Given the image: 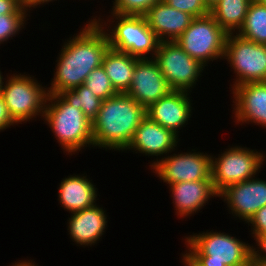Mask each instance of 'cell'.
I'll return each mask as SVG.
<instances>
[{"instance_id": "6da1fadb", "label": "cell", "mask_w": 266, "mask_h": 266, "mask_svg": "<svg viewBox=\"0 0 266 266\" xmlns=\"http://www.w3.org/2000/svg\"><path fill=\"white\" fill-rule=\"evenodd\" d=\"M90 20V21H89ZM80 32L68 38L58 53L54 77L48 94H60L84 84L93 69L102 66L105 53L110 48L105 31L89 19Z\"/></svg>"}, {"instance_id": "7a4b0ae2", "label": "cell", "mask_w": 266, "mask_h": 266, "mask_svg": "<svg viewBox=\"0 0 266 266\" xmlns=\"http://www.w3.org/2000/svg\"><path fill=\"white\" fill-rule=\"evenodd\" d=\"M146 116V108L126 93L103 100L92 121L93 148L125 151Z\"/></svg>"}, {"instance_id": "3957f363", "label": "cell", "mask_w": 266, "mask_h": 266, "mask_svg": "<svg viewBox=\"0 0 266 266\" xmlns=\"http://www.w3.org/2000/svg\"><path fill=\"white\" fill-rule=\"evenodd\" d=\"M184 238L182 254L194 266H250L251 245L232 234L211 230Z\"/></svg>"}, {"instance_id": "277c9868", "label": "cell", "mask_w": 266, "mask_h": 266, "mask_svg": "<svg viewBox=\"0 0 266 266\" xmlns=\"http://www.w3.org/2000/svg\"><path fill=\"white\" fill-rule=\"evenodd\" d=\"M42 120L49 126L59 146L71 155L93 147L92 121L70 105L60 94H48Z\"/></svg>"}, {"instance_id": "5b68a950", "label": "cell", "mask_w": 266, "mask_h": 266, "mask_svg": "<svg viewBox=\"0 0 266 266\" xmlns=\"http://www.w3.org/2000/svg\"><path fill=\"white\" fill-rule=\"evenodd\" d=\"M108 13L111 15L107 17V21L103 16H93V19L105 31L111 49L139 59L154 58L160 41L148 26L144 15H120L110 11Z\"/></svg>"}, {"instance_id": "8992f818", "label": "cell", "mask_w": 266, "mask_h": 266, "mask_svg": "<svg viewBox=\"0 0 266 266\" xmlns=\"http://www.w3.org/2000/svg\"><path fill=\"white\" fill-rule=\"evenodd\" d=\"M6 78L0 95L13 120L17 124H22L32 121L37 116L42 118L48 98V90L45 88L47 85L42 86L34 76L26 73H13Z\"/></svg>"}, {"instance_id": "52a82bcc", "label": "cell", "mask_w": 266, "mask_h": 266, "mask_svg": "<svg viewBox=\"0 0 266 266\" xmlns=\"http://www.w3.org/2000/svg\"><path fill=\"white\" fill-rule=\"evenodd\" d=\"M262 151L242 146H229L218 156L212 155L211 178L219 194L229 185L249 180L260 173L266 162Z\"/></svg>"}, {"instance_id": "ba28073f", "label": "cell", "mask_w": 266, "mask_h": 266, "mask_svg": "<svg viewBox=\"0 0 266 266\" xmlns=\"http://www.w3.org/2000/svg\"><path fill=\"white\" fill-rule=\"evenodd\" d=\"M227 35L209 14L194 18L175 41L189 56L207 67L210 61L224 59Z\"/></svg>"}, {"instance_id": "9c48e42d", "label": "cell", "mask_w": 266, "mask_h": 266, "mask_svg": "<svg viewBox=\"0 0 266 266\" xmlns=\"http://www.w3.org/2000/svg\"><path fill=\"white\" fill-rule=\"evenodd\" d=\"M224 59L235 74L231 90L245 83L266 81V45L230 33L226 38Z\"/></svg>"}, {"instance_id": "30bf717a", "label": "cell", "mask_w": 266, "mask_h": 266, "mask_svg": "<svg viewBox=\"0 0 266 266\" xmlns=\"http://www.w3.org/2000/svg\"><path fill=\"white\" fill-rule=\"evenodd\" d=\"M153 59L172 90L192 92L206 69L189 56L176 41H160Z\"/></svg>"}, {"instance_id": "8fae6325", "label": "cell", "mask_w": 266, "mask_h": 266, "mask_svg": "<svg viewBox=\"0 0 266 266\" xmlns=\"http://www.w3.org/2000/svg\"><path fill=\"white\" fill-rule=\"evenodd\" d=\"M192 151L168 154L150 169L167 186L183 181L212 180V155L195 149Z\"/></svg>"}, {"instance_id": "7c38bea8", "label": "cell", "mask_w": 266, "mask_h": 266, "mask_svg": "<svg viewBox=\"0 0 266 266\" xmlns=\"http://www.w3.org/2000/svg\"><path fill=\"white\" fill-rule=\"evenodd\" d=\"M218 197L226 202L229 214L247 223L261 207L266 206V180L253 177L229 185Z\"/></svg>"}, {"instance_id": "4fadbf2b", "label": "cell", "mask_w": 266, "mask_h": 266, "mask_svg": "<svg viewBox=\"0 0 266 266\" xmlns=\"http://www.w3.org/2000/svg\"><path fill=\"white\" fill-rule=\"evenodd\" d=\"M178 138L179 136L173 131L164 128L146 116L136 128L125 151L133 150V153H141L143 156L154 158L156 156V161L153 159L149 165V167H152L158 162V159L161 160L176 150L175 148L178 147L177 144L180 140ZM161 155L164 156L161 157Z\"/></svg>"}, {"instance_id": "5bb4252c", "label": "cell", "mask_w": 266, "mask_h": 266, "mask_svg": "<svg viewBox=\"0 0 266 266\" xmlns=\"http://www.w3.org/2000/svg\"><path fill=\"white\" fill-rule=\"evenodd\" d=\"M171 90L153 58H143L136 61L130 88L126 92L127 95L143 107L148 108Z\"/></svg>"}, {"instance_id": "9a60e30c", "label": "cell", "mask_w": 266, "mask_h": 266, "mask_svg": "<svg viewBox=\"0 0 266 266\" xmlns=\"http://www.w3.org/2000/svg\"><path fill=\"white\" fill-rule=\"evenodd\" d=\"M190 93L182 90H171L163 98L146 108V115L152 121L179 136L180 130L186 127L192 116L193 105L190 100Z\"/></svg>"}, {"instance_id": "2e32d148", "label": "cell", "mask_w": 266, "mask_h": 266, "mask_svg": "<svg viewBox=\"0 0 266 266\" xmlns=\"http://www.w3.org/2000/svg\"><path fill=\"white\" fill-rule=\"evenodd\" d=\"M230 91L234 122L237 125L254 123L266 128V81L245 83Z\"/></svg>"}, {"instance_id": "e0dca14e", "label": "cell", "mask_w": 266, "mask_h": 266, "mask_svg": "<svg viewBox=\"0 0 266 266\" xmlns=\"http://www.w3.org/2000/svg\"><path fill=\"white\" fill-rule=\"evenodd\" d=\"M96 204L88 209L71 213L67 227L70 239L77 245L85 248L99 243L108 226L107 214Z\"/></svg>"}, {"instance_id": "ac0fdd59", "label": "cell", "mask_w": 266, "mask_h": 266, "mask_svg": "<svg viewBox=\"0 0 266 266\" xmlns=\"http://www.w3.org/2000/svg\"><path fill=\"white\" fill-rule=\"evenodd\" d=\"M168 188L172 192V203L178 218L192 216L204 208L210 198H217L219 195L213 187L212 180L183 181L169 185Z\"/></svg>"}, {"instance_id": "d6986e66", "label": "cell", "mask_w": 266, "mask_h": 266, "mask_svg": "<svg viewBox=\"0 0 266 266\" xmlns=\"http://www.w3.org/2000/svg\"><path fill=\"white\" fill-rule=\"evenodd\" d=\"M144 17L159 41H175L194 19L192 15L172 8L163 0L150 7Z\"/></svg>"}, {"instance_id": "ffe728a7", "label": "cell", "mask_w": 266, "mask_h": 266, "mask_svg": "<svg viewBox=\"0 0 266 266\" xmlns=\"http://www.w3.org/2000/svg\"><path fill=\"white\" fill-rule=\"evenodd\" d=\"M73 175L61 180L57 193L60 205L69 213L93 207L98 200V189L91 182L92 180H89L90 178L87 177V174Z\"/></svg>"}, {"instance_id": "44dd1931", "label": "cell", "mask_w": 266, "mask_h": 266, "mask_svg": "<svg viewBox=\"0 0 266 266\" xmlns=\"http://www.w3.org/2000/svg\"><path fill=\"white\" fill-rule=\"evenodd\" d=\"M139 58L109 48L104 55L102 67L117 93H126L130 88L134 67Z\"/></svg>"}, {"instance_id": "7402d4cb", "label": "cell", "mask_w": 266, "mask_h": 266, "mask_svg": "<svg viewBox=\"0 0 266 266\" xmlns=\"http://www.w3.org/2000/svg\"><path fill=\"white\" fill-rule=\"evenodd\" d=\"M252 0H220L210 9V15L227 33H237L242 27Z\"/></svg>"}, {"instance_id": "603a6c76", "label": "cell", "mask_w": 266, "mask_h": 266, "mask_svg": "<svg viewBox=\"0 0 266 266\" xmlns=\"http://www.w3.org/2000/svg\"><path fill=\"white\" fill-rule=\"evenodd\" d=\"M237 34L247 40L266 45V5L252 0Z\"/></svg>"}, {"instance_id": "cb8c5ba5", "label": "cell", "mask_w": 266, "mask_h": 266, "mask_svg": "<svg viewBox=\"0 0 266 266\" xmlns=\"http://www.w3.org/2000/svg\"><path fill=\"white\" fill-rule=\"evenodd\" d=\"M60 95L70 105L77 109H82V112L90 121H93L97 117L103 101L94 95L84 84L77 86L73 90L64 91Z\"/></svg>"}, {"instance_id": "d4e9b609", "label": "cell", "mask_w": 266, "mask_h": 266, "mask_svg": "<svg viewBox=\"0 0 266 266\" xmlns=\"http://www.w3.org/2000/svg\"><path fill=\"white\" fill-rule=\"evenodd\" d=\"M84 85L101 100H106L117 94L102 66L92 70L85 79Z\"/></svg>"}, {"instance_id": "484cf974", "label": "cell", "mask_w": 266, "mask_h": 266, "mask_svg": "<svg viewBox=\"0 0 266 266\" xmlns=\"http://www.w3.org/2000/svg\"><path fill=\"white\" fill-rule=\"evenodd\" d=\"M29 12L22 7L16 14L0 15V44L8 42L26 26ZM27 16V17H26ZM25 24V25H24Z\"/></svg>"}, {"instance_id": "4316f807", "label": "cell", "mask_w": 266, "mask_h": 266, "mask_svg": "<svg viewBox=\"0 0 266 266\" xmlns=\"http://www.w3.org/2000/svg\"><path fill=\"white\" fill-rule=\"evenodd\" d=\"M161 0H114L113 13L120 15H144L150 7Z\"/></svg>"}, {"instance_id": "83f0119b", "label": "cell", "mask_w": 266, "mask_h": 266, "mask_svg": "<svg viewBox=\"0 0 266 266\" xmlns=\"http://www.w3.org/2000/svg\"><path fill=\"white\" fill-rule=\"evenodd\" d=\"M172 8L187 12L194 18L204 17L210 14V9L204 0H163Z\"/></svg>"}, {"instance_id": "f1b7e54d", "label": "cell", "mask_w": 266, "mask_h": 266, "mask_svg": "<svg viewBox=\"0 0 266 266\" xmlns=\"http://www.w3.org/2000/svg\"><path fill=\"white\" fill-rule=\"evenodd\" d=\"M251 227V236L266 234V206L261 207L246 223ZM251 224V225H250Z\"/></svg>"}, {"instance_id": "f546056e", "label": "cell", "mask_w": 266, "mask_h": 266, "mask_svg": "<svg viewBox=\"0 0 266 266\" xmlns=\"http://www.w3.org/2000/svg\"><path fill=\"white\" fill-rule=\"evenodd\" d=\"M254 240L258 247L251 246V262H266V234L258 235Z\"/></svg>"}, {"instance_id": "4dcf8cb0", "label": "cell", "mask_w": 266, "mask_h": 266, "mask_svg": "<svg viewBox=\"0 0 266 266\" xmlns=\"http://www.w3.org/2000/svg\"><path fill=\"white\" fill-rule=\"evenodd\" d=\"M11 125L18 124L11 117L3 97L0 95V132L8 129Z\"/></svg>"}, {"instance_id": "1f68e13d", "label": "cell", "mask_w": 266, "mask_h": 266, "mask_svg": "<svg viewBox=\"0 0 266 266\" xmlns=\"http://www.w3.org/2000/svg\"><path fill=\"white\" fill-rule=\"evenodd\" d=\"M22 7L16 0H0V15L16 14Z\"/></svg>"}, {"instance_id": "d6a6232c", "label": "cell", "mask_w": 266, "mask_h": 266, "mask_svg": "<svg viewBox=\"0 0 266 266\" xmlns=\"http://www.w3.org/2000/svg\"><path fill=\"white\" fill-rule=\"evenodd\" d=\"M57 0H28V12L30 13V10L32 8H37V6L39 5H43V4H49L48 2H54ZM59 1V0H58Z\"/></svg>"}, {"instance_id": "836d02e7", "label": "cell", "mask_w": 266, "mask_h": 266, "mask_svg": "<svg viewBox=\"0 0 266 266\" xmlns=\"http://www.w3.org/2000/svg\"><path fill=\"white\" fill-rule=\"evenodd\" d=\"M20 261V262H19ZM36 263L33 262L31 259L30 260H18V262L15 261V263H13L11 266H38L35 265Z\"/></svg>"}, {"instance_id": "e575fe53", "label": "cell", "mask_w": 266, "mask_h": 266, "mask_svg": "<svg viewBox=\"0 0 266 266\" xmlns=\"http://www.w3.org/2000/svg\"><path fill=\"white\" fill-rule=\"evenodd\" d=\"M220 0H204L206 6L211 9L215 4H217Z\"/></svg>"}, {"instance_id": "d590c367", "label": "cell", "mask_w": 266, "mask_h": 266, "mask_svg": "<svg viewBox=\"0 0 266 266\" xmlns=\"http://www.w3.org/2000/svg\"><path fill=\"white\" fill-rule=\"evenodd\" d=\"M181 258H182V261H180V262H182L184 264V266H194L183 254H182Z\"/></svg>"}, {"instance_id": "8d00e7d4", "label": "cell", "mask_w": 266, "mask_h": 266, "mask_svg": "<svg viewBox=\"0 0 266 266\" xmlns=\"http://www.w3.org/2000/svg\"><path fill=\"white\" fill-rule=\"evenodd\" d=\"M16 1L28 11V0H16Z\"/></svg>"}, {"instance_id": "74e56055", "label": "cell", "mask_w": 266, "mask_h": 266, "mask_svg": "<svg viewBox=\"0 0 266 266\" xmlns=\"http://www.w3.org/2000/svg\"><path fill=\"white\" fill-rule=\"evenodd\" d=\"M250 266H266V262H250Z\"/></svg>"}, {"instance_id": "f35d334b", "label": "cell", "mask_w": 266, "mask_h": 266, "mask_svg": "<svg viewBox=\"0 0 266 266\" xmlns=\"http://www.w3.org/2000/svg\"><path fill=\"white\" fill-rule=\"evenodd\" d=\"M3 81H4V78H3V75H2V73L0 71V93H1V90H2Z\"/></svg>"}, {"instance_id": "ab89813d", "label": "cell", "mask_w": 266, "mask_h": 266, "mask_svg": "<svg viewBox=\"0 0 266 266\" xmlns=\"http://www.w3.org/2000/svg\"><path fill=\"white\" fill-rule=\"evenodd\" d=\"M256 1L263 4V5H266V0H256Z\"/></svg>"}]
</instances>
